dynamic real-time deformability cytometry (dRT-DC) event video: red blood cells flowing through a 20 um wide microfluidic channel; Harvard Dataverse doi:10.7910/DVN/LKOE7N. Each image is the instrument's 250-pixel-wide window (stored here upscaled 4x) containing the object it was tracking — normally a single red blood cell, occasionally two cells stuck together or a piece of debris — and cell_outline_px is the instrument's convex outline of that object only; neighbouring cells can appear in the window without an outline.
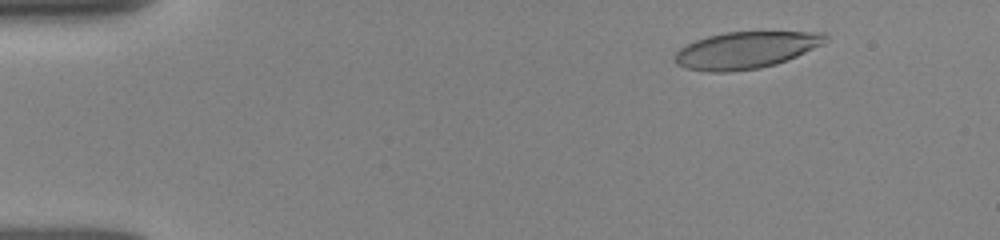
{"species": "human", "species_latin": "Homo sapiens", "temperature_condition": "room temperature", "stored_images_in_passage": 51, "camera_frame_rate_fps": 3000, "um_per_image_px": 0.085, "donor": {"sex": "female"}, "frame": {"image": 1, "passage_image": 6, "time_ms": 1.667, "image_size_px": [1000, 240], "cell_outline_px": [[828, 36], [824, 44], [796, 56], [776, 64], [760, 68], [728, 72], [708, 72], [688, 68], [676, 64], [672, 60], [676, 52], [680, 48], [696, 40], [708, 36], [724, 32], [824, 32]], "centroid_in_image_um": [63.38, 4.26], "position_along_channel_um": 21.6, "area_um2": 32.31}}
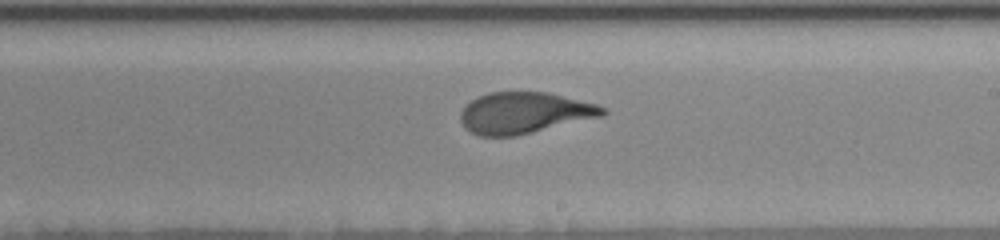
{"frame": {"image": 2, "passage_image": 30, "time_ms": 9.667, "image_size_px": [1000, 240], "cell_outline_px": [[608, 112], [604, 116], [516, 136], [480, 136], [464, 128], [460, 120], [460, 112], [472, 100], [488, 92], [548, 92], [596, 104], [608, 108]], "centroid_in_image_um": [44.6, 9.6], "position_along_channel_um": 244.4, "area_um2": 34.28}}
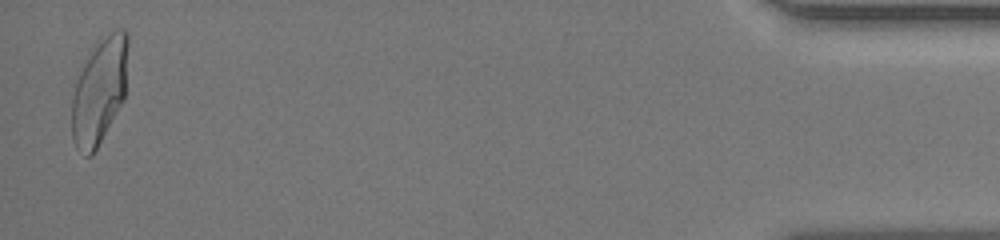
{"frame": {"image": 3, "passage_image": 50, "time_ms": 16.333, "image_size_px": [1000, 240], "cell_outline_px": [[128, 44], [124, 100], [92, 156], [88, 156], [76, 148], [72, 136], [72, 100], [76, 84], [88, 48], [108, 32], [116, 28], [124, 28], [128, 32]], "centroid_in_image_um": [8.46, 7.64], "position_along_channel_um": 426.7, "area_um2": 35.08}, "authors_computed_cell_mechanics": {"area_um2": 34.102, "velocity_mm_per_s": 3.9444, "shape_relaxation_time_tau1_ms": 5.3233, "shape_relaxation_time_tau2_ms": 0.7302, "deformation_change_tau1": 0.2172, "deformation_change_tau2": 0.082}}